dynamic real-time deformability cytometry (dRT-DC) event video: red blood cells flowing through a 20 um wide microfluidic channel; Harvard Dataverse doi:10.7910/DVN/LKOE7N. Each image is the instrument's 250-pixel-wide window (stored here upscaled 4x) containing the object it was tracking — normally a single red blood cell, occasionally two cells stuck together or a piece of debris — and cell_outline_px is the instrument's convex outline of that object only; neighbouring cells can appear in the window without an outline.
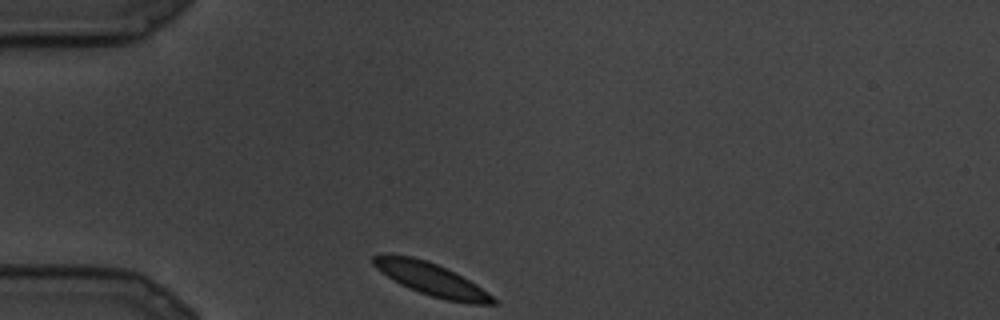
{"species": "common noctule bat (a hibernating species)", "species_latin": "Nyctalus noctula", "temperature_condition": "cold", "stored_images_in_passage": 7, "camera_frame_rate_fps": 3000, "um_per_image_px": 0.085, "animal": {"sex": "male", "body_mass_g": 19.5, "forearm_length_mm": 54.6}, "frame": {"image": 1, "passage_image": 1, "time_ms": 0.0, "image_size_px": [1000, 320], "cell_outline_px": [[496, 304], [468, 304], [448, 300], [432, 296], [408, 288], [400, 284], [380, 272], [372, 264], [372, 256], [384, 252], [412, 256], [436, 264], [476, 284], [488, 292], [496, 300]], "centroid_in_image_um": [36.59, 23.72], "position_along_channel_um": 48.4, "area_um2": 22.66}}
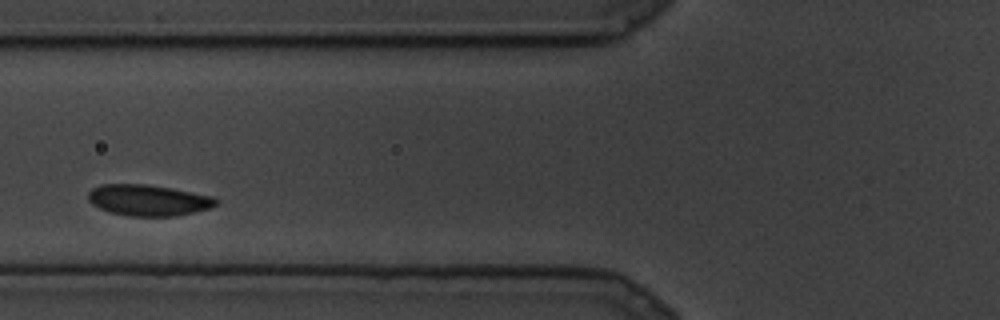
{"frame": {"image": 2, "passage_image": 4, "time_ms": 1.0, "image_size_px": [1000, 320], "cell_outline_px": [[216, 204], [212, 208], [176, 216], [128, 216], [108, 212], [92, 204], [88, 200], [88, 192], [92, 188], [100, 184], [148, 184], [172, 188], [212, 196], [216, 200]], "centroid_in_image_um": [12.57, 17.01], "position_along_channel_um": 113.2, "area_um2": 23.29}}
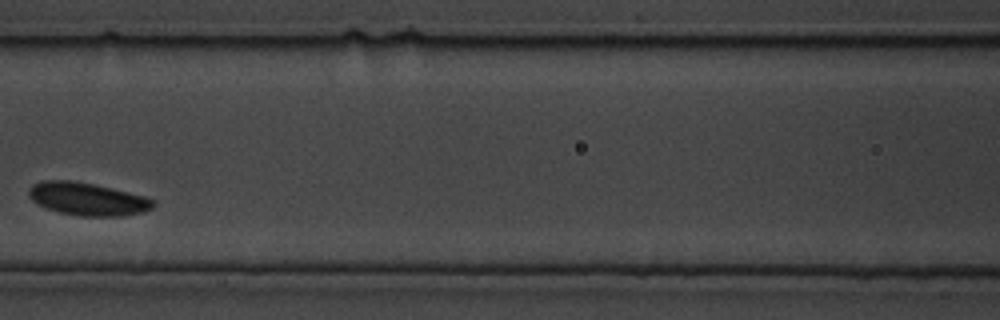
{"frame": {"image": 3, "passage_image": 6, "time_ms": 1.667, "image_size_px": [1000, 320], "cell_outline_px": [[156, 204], [152, 208], [140, 212], [120, 216], [80, 216], [60, 212], [44, 208], [32, 200], [28, 196], [28, 188], [32, 184], [40, 180], [72, 180], [96, 184], [144, 196], [156, 200]], "centroid_in_image_um": [7.4, 16.9], "position_along_channel_um": 159.2, "area_um2": 23.99}}